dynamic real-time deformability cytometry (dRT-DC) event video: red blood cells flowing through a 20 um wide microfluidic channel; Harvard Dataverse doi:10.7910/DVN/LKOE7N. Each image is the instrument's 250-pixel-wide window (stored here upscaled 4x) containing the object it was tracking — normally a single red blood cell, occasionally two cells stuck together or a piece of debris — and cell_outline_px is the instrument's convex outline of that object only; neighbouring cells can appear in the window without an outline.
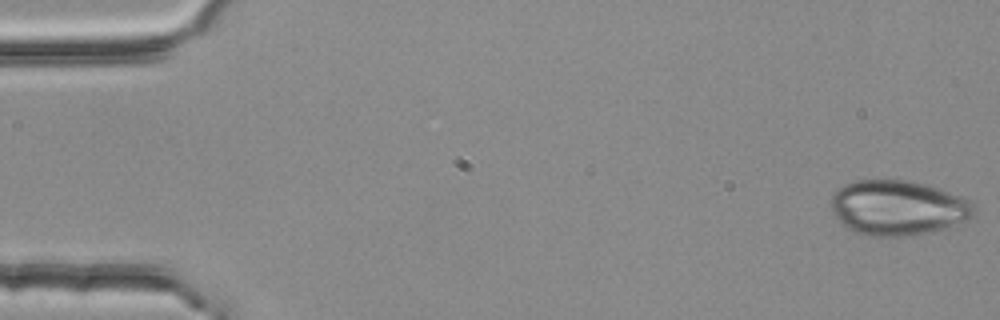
{"species": "common noctule bat (a hibernating species)", "species_latin": "Nyctalus noctula", "temperature_condition": "room temperature", "stored_images_in_passage": 53, "camera_frame_rate_fps": 3000, "um_per_image_px": 0.085, "animal": {"sex": "female", "body_mass_g": 25.1}, "frame": {"image": 1, "passage_image": 1, "time_ms": 0.0, "image_size_px": [1000, 320], "cell_outline_px": [[972, 216], [968, 220], [940, 228], [924, 232], [900, 236], [868, 236], [856, 232], [840, 224], [832, 212], [832, 196], [844, 184], [856, 180], [912, 180], [928, 184], [940, 188], [960, 196], [968, 200], [972, 204]], "centroid_in_image_um": [76.27, 17.64], "position_along_channel_um": 8.7, "area_um2": 45.32}}
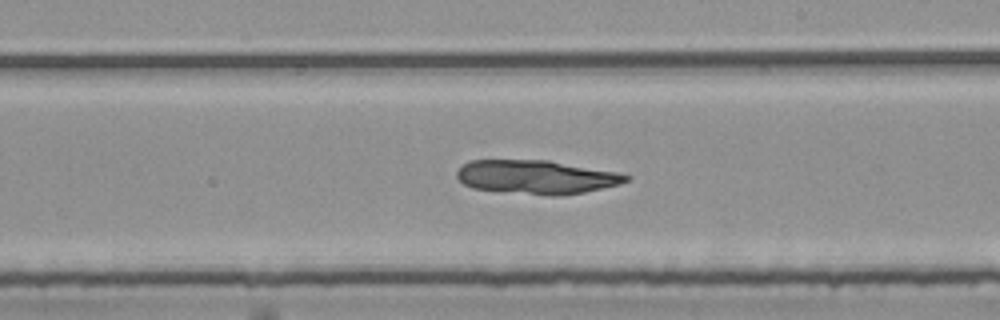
{"frame": {"image": 2, "passage_image": 31, "time_ms": 10.0, "image_size_px": [1000, 320], "cell_outline_px": [[632, 180], [620, 184], [584, 192], [560, 196], [552, 196], [472, 188], [464, 184], [456, 176], [456, 172], [468, 160], [548, 160], [616, 172], [632, 176]], "centroid_in_image_um": [45.62, 15.04], "position_along_channel_um": 243.4, "area_um2": 33.23}}
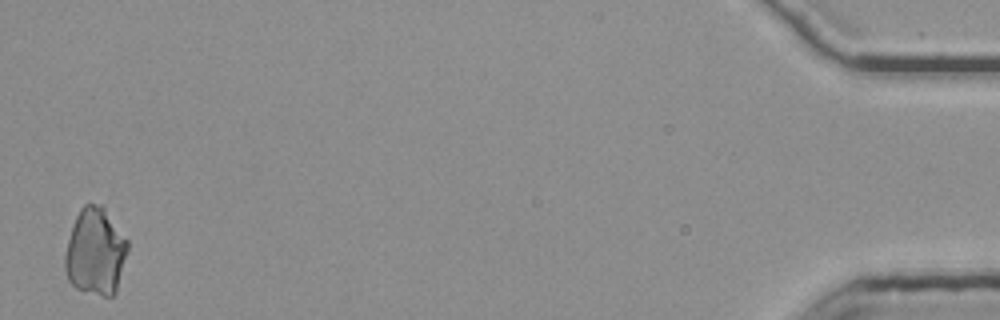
{"frame": {"image": 3, "passage_image": 53, "time_ms": 17.333, "image_size_px": [1000, 320], "cell_outline_px": [[128, 248], [116, 292], [112, 296], [104, 296], [76, 288], [68, 280], [64, 268], [64, 256], [68, 240], [76, 216], [80, 208], [84, 204], [104, 204], [128, 240]], "centroid_in_image_um": [8.12, 21.36], "position_along_channel_um": 427.1, "area_um2": 32.02}}